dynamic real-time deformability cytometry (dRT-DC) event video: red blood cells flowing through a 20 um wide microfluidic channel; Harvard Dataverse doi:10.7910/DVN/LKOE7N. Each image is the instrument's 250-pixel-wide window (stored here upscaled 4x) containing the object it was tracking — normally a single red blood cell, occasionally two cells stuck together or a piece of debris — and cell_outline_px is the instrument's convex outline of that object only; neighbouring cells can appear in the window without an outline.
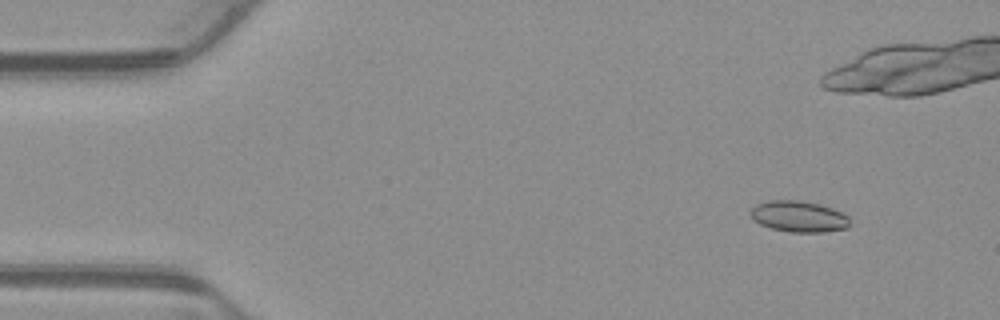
{"species": "common noctule bat (a hibernating species)", "species_latin": "Nyctalus noctula", "temperature_condition": "warm", "stored_images_in_passage": 54, "camera_frame_rate_fps": 3000, "um_per_image_px": 0.085, "animal": {"sex": "male", "body_mass_g": 23.1, "forearm_length_mm": 52.7}, "frame": {"image": 1, "passage_image": 6, "time_ms": 1.667, "image_size_px": [1000, 320], "cell_outline_px": [[852, 224], [848, 228], [824, 232], [788, 232], [772, 228], [760, 224], [752, 220], [748, 212], [756, 204], [772, 200], [796, 200], [816, 204], [832, 208], [848, 216]], "centroid_in_image_um": [67.88, 18.41], "position_along_channel_um": 17.1, "area_um2": 18.09}}
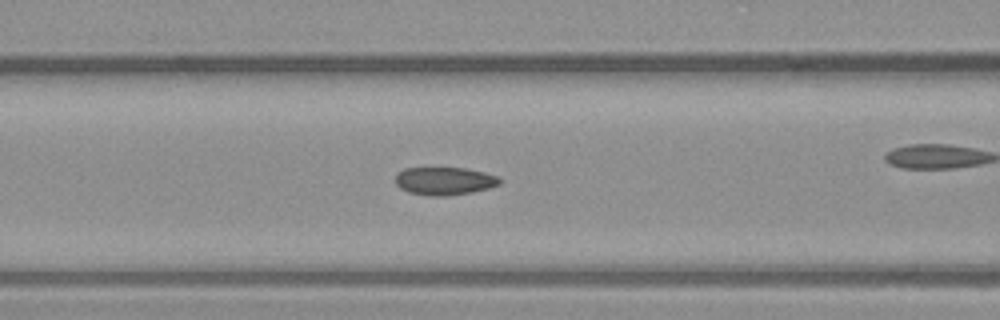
{"frame": {"image": 2, "passage_image": 22, "time_ms": 7.0, "image_size_px": [1000, 320], "cell_outline_px": [[504, 180], [500, 184], [488, 188], [472, 192], [444, 196], [428, 196], [408, 192], [400, 188], [396, 184], [396, 176], [404, 168], [464, 168], [484, 172], [500, 176]], "centroid_in_image_um": [37.82, 15.39], "position_along_channel_um": 128.8, "area_um2": 17.05}}
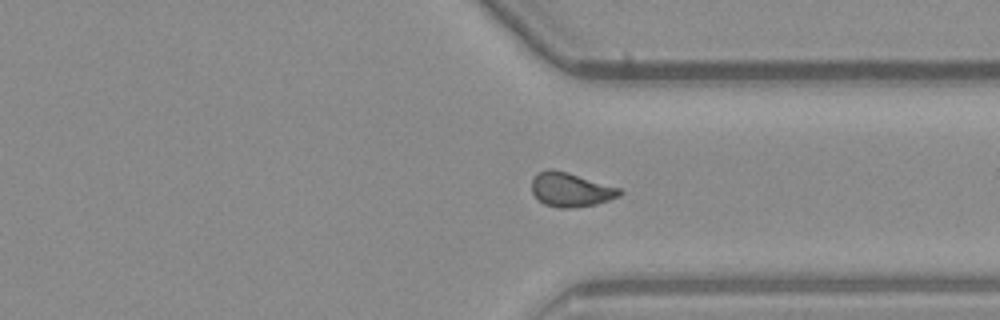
{"frame": {"image": 3, "passage_image": 40, "time_ms": 13.0, "image_size_px": [1000, 320], "cell_outline_px": [[624, 192], [620, 196], [596, 204], [568, 208], [556, 208], [544, 204], [532, 192], [532, 180], [536, 172], [548, 168], [552, 168], [568, 172], [620, 188]], "centroid_in_image_um": [48.5, 16.1], "position_along_channel_um": 362.9, "area_um2": 17.57}, "authors_computed_cell_mechanics": {"area_um2": 17.1666, "velocity_mm_per_s": 3.9133, "shape_relaxation_time_tau1_ms": null, "shape_relaxation_time_tau2_ms": 1.506, "deformation_change_tau1": null, "deformation_change_tau2": 0.0636}}